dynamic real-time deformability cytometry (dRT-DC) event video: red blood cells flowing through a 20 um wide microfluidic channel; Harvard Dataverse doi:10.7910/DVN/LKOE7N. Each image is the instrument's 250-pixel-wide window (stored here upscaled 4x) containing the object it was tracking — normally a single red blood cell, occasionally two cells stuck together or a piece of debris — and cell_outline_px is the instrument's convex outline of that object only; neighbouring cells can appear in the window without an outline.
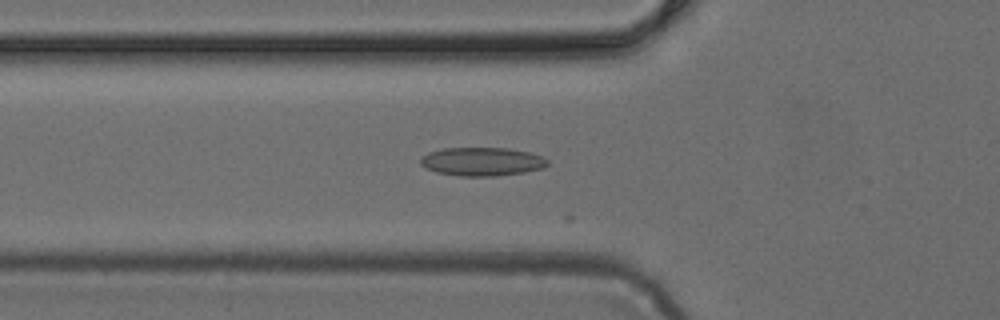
{"species": "common noctule bat (a hibernating species)", "species_latin": "Nyctalus noctula", "temperature_condition": "cold", "stored_images_in_passage": 27, "camera_frame_rate_fps": 3000, "um_per_image_px": 0.085, "animal": {"sex": "female", "body_mass_g": 24.6, "forearm_length_mm": 56.2}, "frame": {"image": 1, "passage_image": 17, "time_ms": 5.333, "image_size_px": [1000, 320], "cell_outline_px": [[548, 164], [544, 168], [524, 172], [492, 176], [460, 176], [436, 172], [420, 164], [420, 156], [428, 152], [444, 148], [508, 148], [528, 152], [544, 156], [548, 160]], "centroid_in_image_um": [40.97, 13.73], "position_along_channel_um": 84.8, "area_um2": 21.15}}
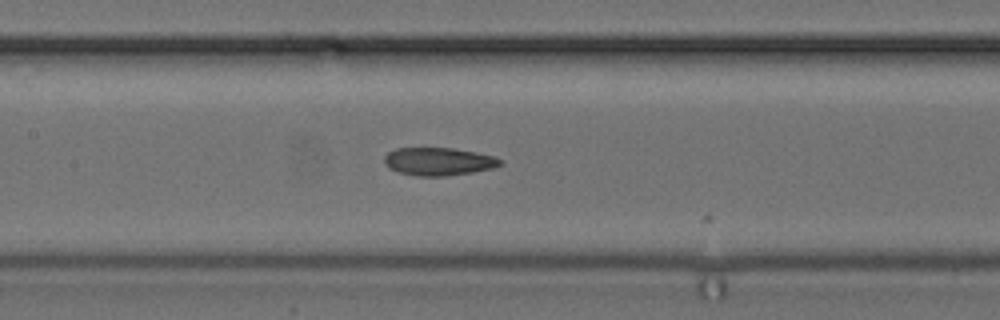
{"frame": {"image": 2, "passage_image": 23, "time_ms": 7.333, "image_size_px": [1000, 320], "cell_outline_px": [[504, 164], [492, 168], [472, 172], [444, 176], [416, 176], [396, 172], [388, 168], [384, 164], [384, 156], [388, 152], [396, 148], [452, 148], [476, 152], [496, 156], [504, 160]], "centroid_in_image_um": [37.28, 13.73], "position_along_channel_um": 170.1, "area_um2": 19.13}}
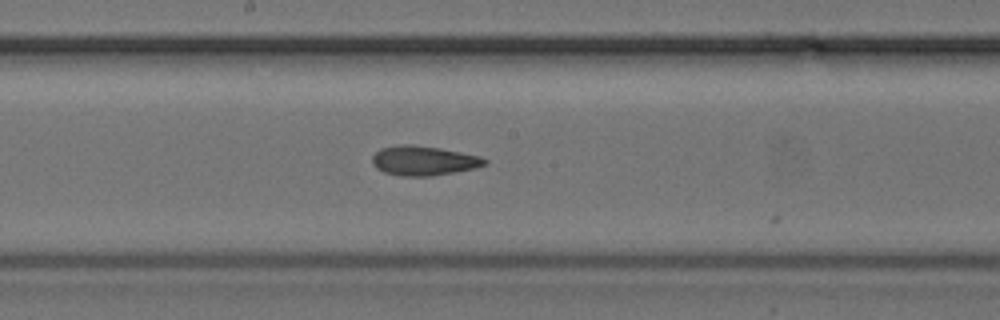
{"frame": {"image": 3, "passage_image": 26, "time_ms": 8.333, "image_size_px": [1000, 320], "cell_outline_px": [[488, 164], [476, 168], [456, 172], [432, 176], [400, 176], [384, 172], [376, 168], [372, 164], [372, 156], [380, 148], [400, 144], [412, 144], [440, 148], [480, 156], [488, 160]], "centroid_in_image_um": [36.01, 13.66], "position_along_channel_um": 212.2, "area_um2": 19.59}}